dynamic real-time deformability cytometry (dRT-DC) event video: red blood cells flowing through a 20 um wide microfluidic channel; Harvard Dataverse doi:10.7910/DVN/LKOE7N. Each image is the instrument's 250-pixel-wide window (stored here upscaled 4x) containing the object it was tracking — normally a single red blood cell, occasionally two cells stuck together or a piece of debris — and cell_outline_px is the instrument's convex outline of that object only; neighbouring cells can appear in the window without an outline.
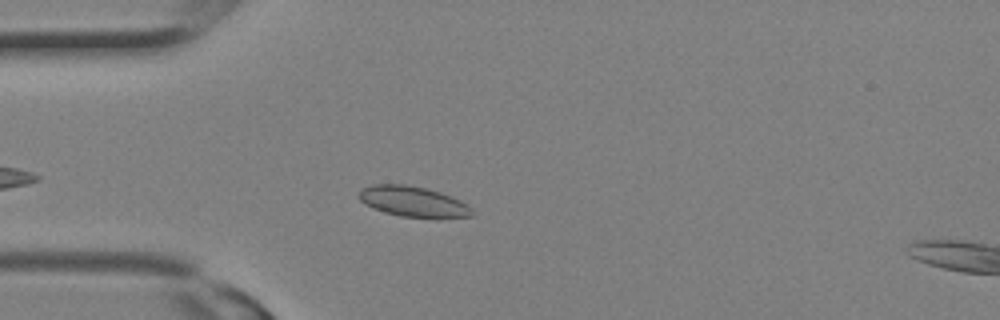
{"species": "Egyptian fruit bat (a non-hibernating species)", "species_latin": "Rousettus aegyptiacus", "temperature_condition": "room temperature", "stored_images_in_passage": 11, "camera_frame_rate_fps": 3000, "um_per_image_px": 0.085, "animal": {"sex": "female"}, "frame": {"image": 1, "passage_image": 3, "time_ms": 0.667, "image_size_px": [1000, 320], "cell_outline_px": [[472, 216], [436, 220], [400, 216], [384, 212], [364, 204], [356, 196], [360, 188], [372, 184], [404, 184], [428, 188], [452, 196], [468, 204], [472, 208]], "centroid_in_image_um": [35.13, 17.15], "position_along_channel_um": 49.9, "area_um2": 20.92}}
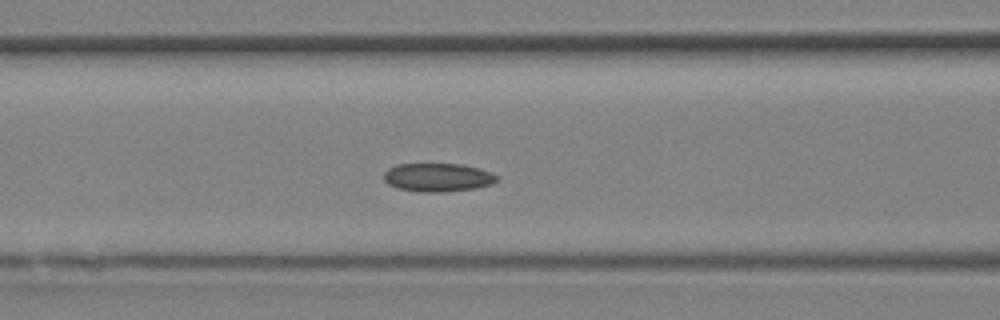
{"frame": {"image": 2, "passage_image": 7, "time_ms": 2.0, "image_size_px": [1000, 320], "cell_outline_px": [[500, 180], [492, 184], [476, 188], [444, 192], [420, 192], [396, 188], [388, 184], [384, 180], [384, 172], [388, 168], [396, 164], [460, 164], [480, 168], [492, 172], [500, 176]], "centroid_in_image_um": [37.24, 15.08], "position_along_channel_um": 129.4, "area_um2": 19.07}}
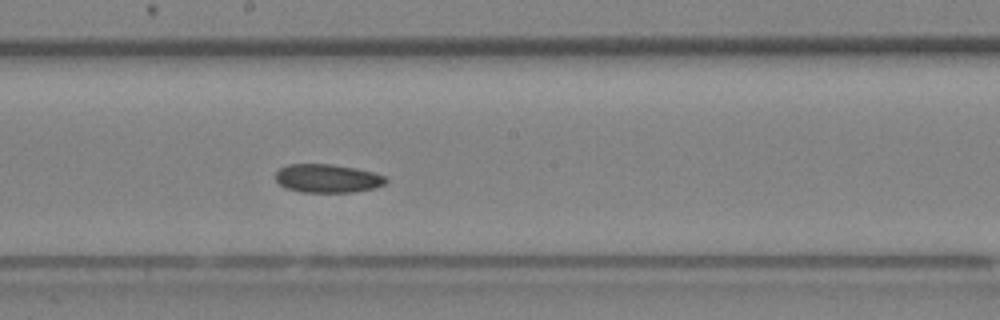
{"frame": {"image": 3, "passage_image": 11, "time_ms": 3.333, "image_size_px": [1000, 320], "cell_outline_px": [[388, 180], [384, 184], [376, 188], [352, 192], [300, 192], [288, 188], [280, 184], [276, 180], [276, 172], [280, 168], [288, 164], [332, 164], [356, 168], [388, 176]], "centroid_in_image_um": [27.87, 15.16], "position_along_channel_um": 220.3, "area_um2": 18.38}}